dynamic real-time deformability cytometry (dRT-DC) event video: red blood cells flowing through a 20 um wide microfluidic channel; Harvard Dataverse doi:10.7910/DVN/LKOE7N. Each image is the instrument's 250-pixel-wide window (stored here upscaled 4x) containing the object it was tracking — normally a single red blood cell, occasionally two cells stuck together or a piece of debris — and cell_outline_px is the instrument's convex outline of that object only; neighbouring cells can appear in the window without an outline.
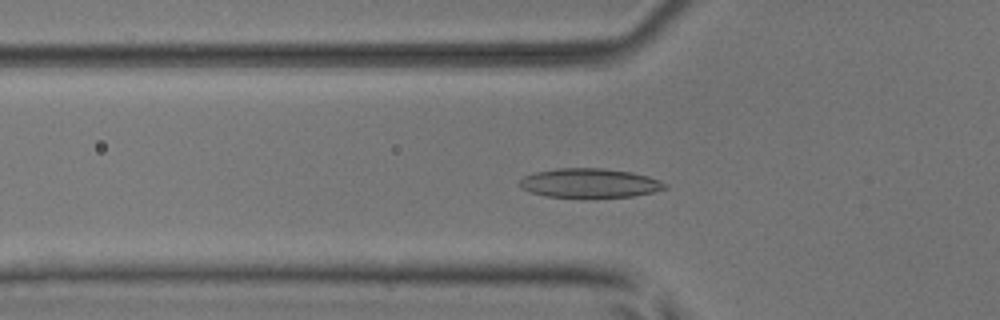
{"species": "common noctule bat (a hibernating species)", "species_latin": "Nyctalus noctula", "temperature_condition": "room temperature", "stored_images_in_passage": 48, "camera_frame_rate_fps": 3000, "um_per_image_px": 0.085, "animal": {"sex": "male", "body_mass_g": 17.9, "forearm_length_mm": 54.2}, "frame": {"image": 1, "passage_image": 18, "time_ms": 5.667, "image_size_px": [1000, 320], "cell_outline_px": [[668, 188], [652, 192], [632, 196], [548, 196], [528, 192], [520, 184], [520, 180], [524, 176], [536, 172], [556, 168], [604, 168], [632, 172], [648, 176], [668, 184]], "centroid_in_image_um": [50.14, 15.54], "position_along_channel_um": 75.7, "area_um2": 24.28}}
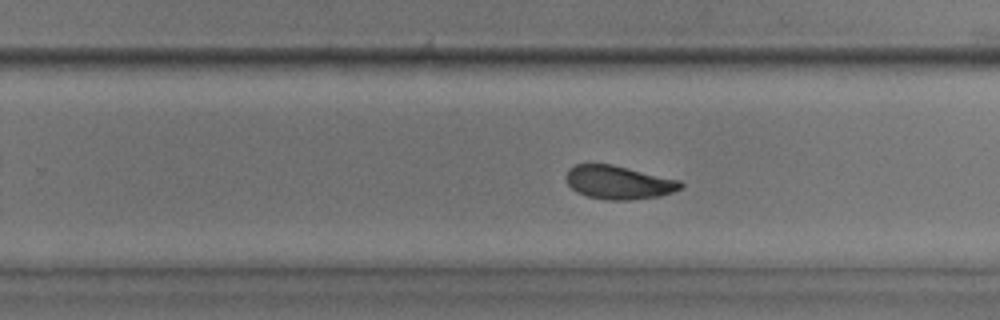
{"frame": {"image": 2, "passage_image": 33, "time_ms": 10.667, "image_size_px": [1000, 320], "cell_outline_px": [[684, 184], [680, 188], [672, 192], [660, 196], [628, 200], [604, 200], [588, 196], [576, 192], [568, 184], [564, 176], [568, 168], [576, 164], [612, 164], [680, 180]], "centroid_in_image_um": [52.55, 15.5], "position_along_channel_um": 277.3, "area_um2": 22.43}}
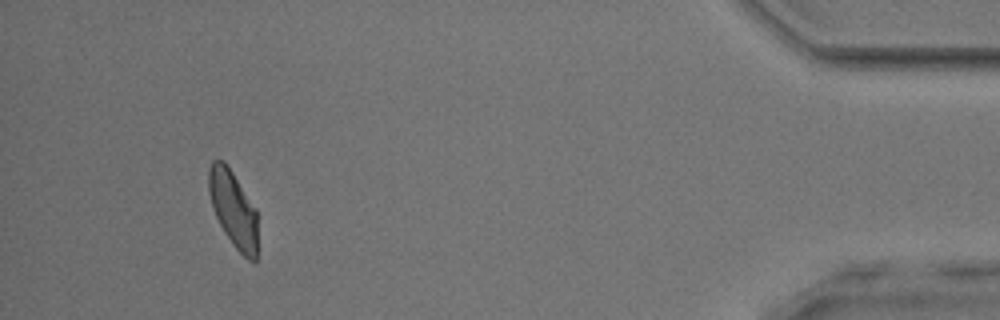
{"frame": {"image": 3, "passage_image": 48, "time_ms": 15.667, "image_size_px": [1000, 320], "cell_outline_px": [[256, 260], [248, 260], [232, 244], [224, 232], [216, 216], [208, 192], [208, 168], [212, 160], [224, 160], [256, 208]], "centroid_in_image_um": [19.8, 17.72], "position_along_channel_um": 415.4, "area_um2": 21.5}, "authors_computed_cell_mechanics": {"area_um2": 23.2067, "velocity_mm_per_s": 4.04, "shape_relaxation_time_tau1_ms": 3.085, "shape_relaxation_time_tau2_ms": 1.0826, "deformation_change_tau1": 0.1295, "deformation_change_tau2": 0.0526}}